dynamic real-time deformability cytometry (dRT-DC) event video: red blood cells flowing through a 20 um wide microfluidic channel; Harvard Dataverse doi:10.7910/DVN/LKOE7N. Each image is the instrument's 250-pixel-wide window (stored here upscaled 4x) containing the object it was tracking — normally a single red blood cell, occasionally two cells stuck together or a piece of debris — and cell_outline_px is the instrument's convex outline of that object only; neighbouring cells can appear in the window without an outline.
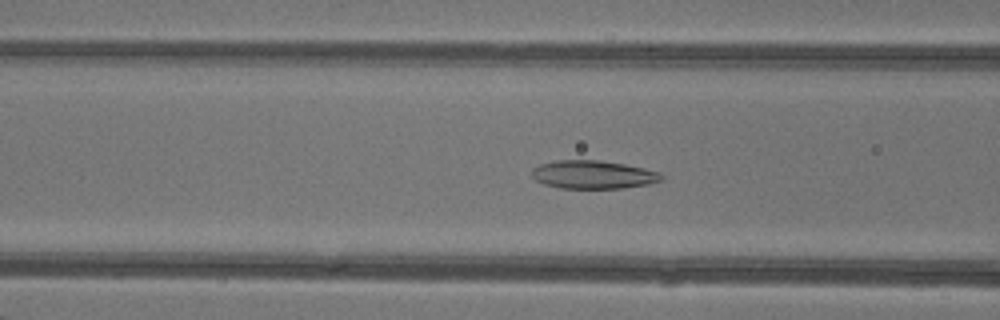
{"species": "common noctule bat (a hibernating species)", "species_latin": "Nyctalus noctula", "temperature_condition": "warm", "stored_images_in_passage": 47, "camera_frame_rate_fps": 3000, "um_per_image_px": 0.085, "animal": {"sex": "female"}, "frame": {"image": 1, "passage_image": 19, "time_ms": 6.0, "image_size_px": [1000, 320], "cell_outline_px": [[664, 176], [660, 180], [648, 184], [624, 188], [560, 188], [544, 184], [536, 180], [532, 176], [532, 168], [540, 164], [556, 160], [600, 160], [624, 164], [644, 168], [660, 172]], "centroid_in_image_um": [50.41, 14.84], "position_along_channel_um": 116.2, "area_um2": 21.33}}
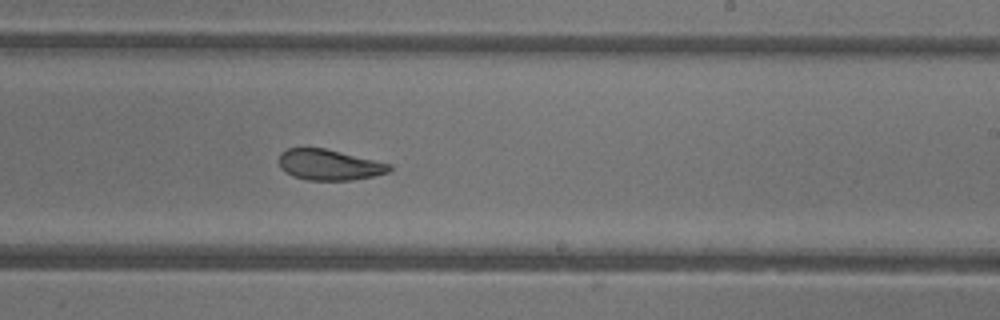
{"frame": {"image": 2, "passage_image": 29, "time_ms": 9.333, "image_size_px": [1000, 320], "cell_outline_px": [[392, 168], [388, 172], [372, 176], [352, 180], [308, 180], [292, 176], [284, 172], [280, 168], [276, 160], [280, 152], [288, 148], [324, 148], [392, 164]], "centroid_in_image_um": [27.91, 14.01], "position_along_channel_um": 261.1, "area_um2": 19.94}}
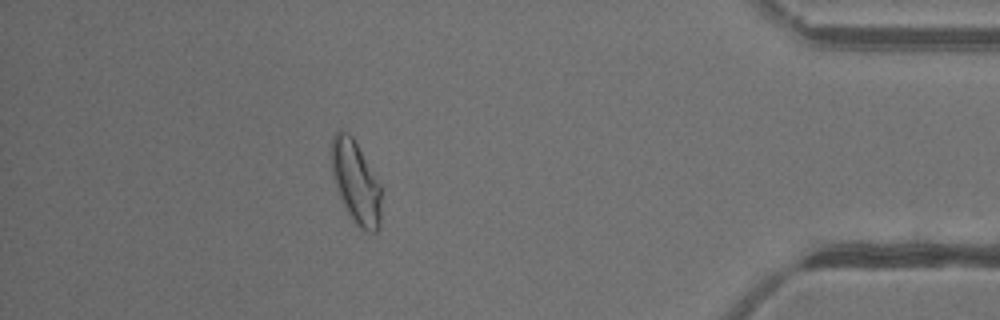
{"frame": {"image": 3, "passage_image": 42, "time_ms": 13.667, "image_size_px": [1000, 320], "cell_outline_px": [[380, 228], [376, 232], [368, 232], [360, 228], [352, 220], [340, 200], [336, 188], [332, 172], [332, 136], [340, 128], [348, 132], [352, 136], [380, 184]], "centroid_in_image_um": [30.23, 15.5], "position_along_channel_um": 405.0, "area_um2": 23.93}, "authors_computed_cell_mechanics": {"area_um2": 23.12, "velocity_mm_per_s": 4.3517, "shape_relaxation_time_tau1_ms": 4.3041, "shape_relaxation_time_tau2_ms": 1.9411, "deformation_change_tau1": 0.1352, "deformation_change_tau2": 0.0875}}